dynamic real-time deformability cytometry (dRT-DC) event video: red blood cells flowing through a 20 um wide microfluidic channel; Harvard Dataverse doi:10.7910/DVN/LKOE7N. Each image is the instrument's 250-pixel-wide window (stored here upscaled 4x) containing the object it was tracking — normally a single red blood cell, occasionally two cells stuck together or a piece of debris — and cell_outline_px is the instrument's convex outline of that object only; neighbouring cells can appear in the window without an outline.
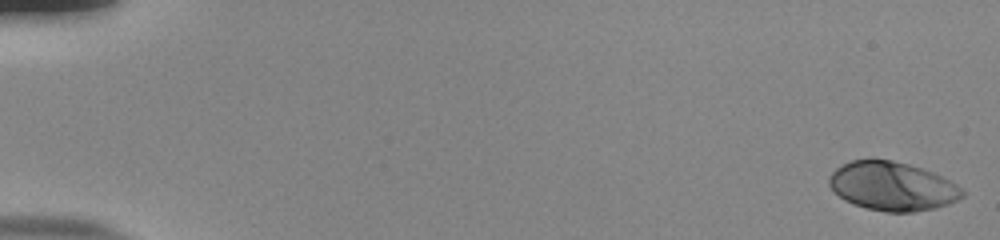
{"species": "human", "species_latin": "Homo sapiens", "temperature_condition": "room temperature", "stored_images_in_passage": 54, "camera_frame_rate_fps": 3000, "um_per_image_px": 0.085, "donor": {"sex": "male"}, "frame": {"image": 1, "passage_image": 1, "time_ms": 0.0, "image_size_px": [1000, 240], "cell_outline_px": [[964, 196], [948, 204], [936, 208], [912, 212], [884, 212], [868, 208], [844, 200], [828, 184], [828, 176], [836, 168], [852, 160], [892, 160], [908, 164], [932, 172], [956, 184], [964, 192]], "centroid_in_image_um": [75.84, 15.84], "position_along_channel_um": 9.2, "area_um2": 37.4}}
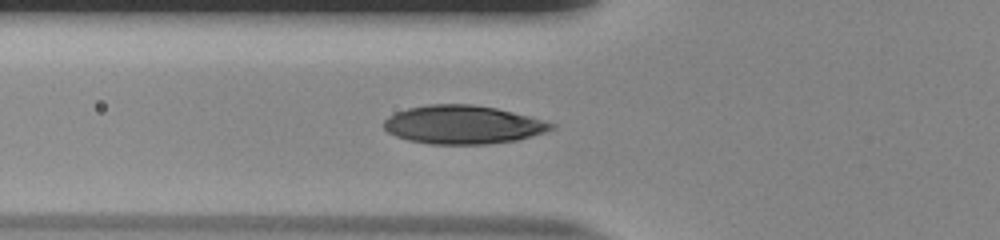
{"frame": {"image": 2, "passage_image": 21, "time_ms": 6.667, "image_size_px": [1000, 240], "cell_outline_px": [[556, 128], [544, 132], [516, 140], [488, 144], [428, 144], [408, 140], [396, 136], [388, 132], [384, 128], [384, 120], [388, 116], [396, 112], [408, 108], [428, 104], [472, 104], [496, 108], [544, 120], [556, 124]], "centroid_in_image_um": [39.33, 10.6], "position_along_channel_um": 86.5, "area_um2": 37.51}}
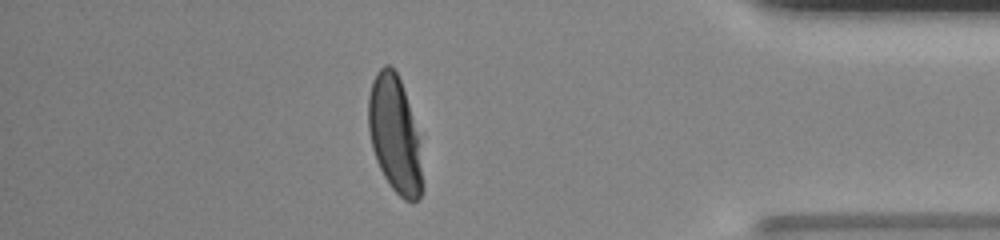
{"frame": {"image": 3, "passage_image": 48, "time_ms": 15.667, "image_size_px": [1000, 240], "cell_outline_px": [[424, 188], [420, 196], [412, 204], [404, 200], [392, 188], [384, 176], [376, 160], [372, 148], [368, 128], [368, 96], [372, 80], [376, 72], [384, 64], [388, 64], [396, 72], [400, 80], [408, 104], [416, 136]], "centroid_in_image_um": [33.51, 11.47], "position_along_channel_um": 401.7, "area_um2": 36.01}, "authors_computed_cell_mechanics": {"area_um2": 37.4255, "velocity_mm_per_s": 3.8158, "shape_relaxation_time_tau1_ms": 3.7273, "shape_relaxation_time_tau2_ms": null, "deformation_change_tau1": 0.2018, "deformation_change_tau2": null}}